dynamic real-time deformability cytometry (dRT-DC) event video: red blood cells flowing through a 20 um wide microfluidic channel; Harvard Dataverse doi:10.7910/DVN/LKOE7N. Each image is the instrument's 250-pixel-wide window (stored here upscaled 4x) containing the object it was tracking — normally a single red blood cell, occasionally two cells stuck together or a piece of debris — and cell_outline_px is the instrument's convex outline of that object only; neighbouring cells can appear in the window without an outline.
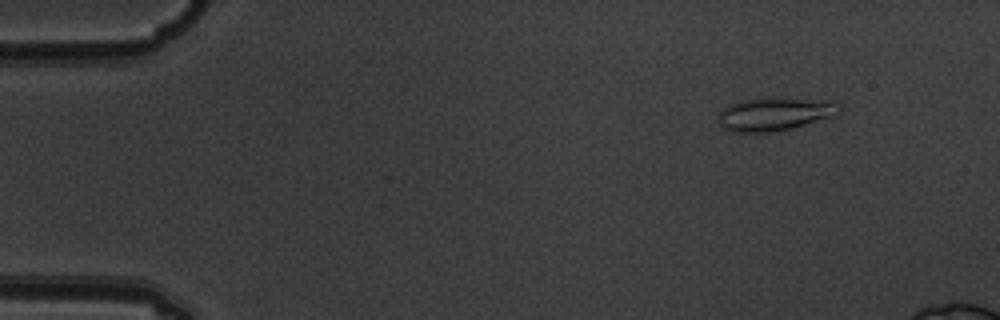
{"species": "common noctule bat (a hibernating species)", "species_latin": "Nyctalus noctula", "temperature_condition": "warm", "stored_images_in_passage": 5, "camera_frame_rate_fps": 3000, "um_per_image_px": 0.085, "animal": {"sex": "male", "body_mass_g": 19.5, "forearm_length_mm": 54.6}, "frame": {"image": 1, "passage_image": 2, "time_ms": 0.333, "image_size_px": [1000, 320], "cell_outline_px": [[844, 108], [836, 116], [792, 128], [772, 132], [732, 132], [724, 128], [720, 124], [720, 112], [728, 104], [740, 100], [764, 96], [788, 96], [836, 100]], "centroid_in_image_um": [65.98, 9.63], "position_along_channel_um": 19.0, "area_um2": 24.62}}